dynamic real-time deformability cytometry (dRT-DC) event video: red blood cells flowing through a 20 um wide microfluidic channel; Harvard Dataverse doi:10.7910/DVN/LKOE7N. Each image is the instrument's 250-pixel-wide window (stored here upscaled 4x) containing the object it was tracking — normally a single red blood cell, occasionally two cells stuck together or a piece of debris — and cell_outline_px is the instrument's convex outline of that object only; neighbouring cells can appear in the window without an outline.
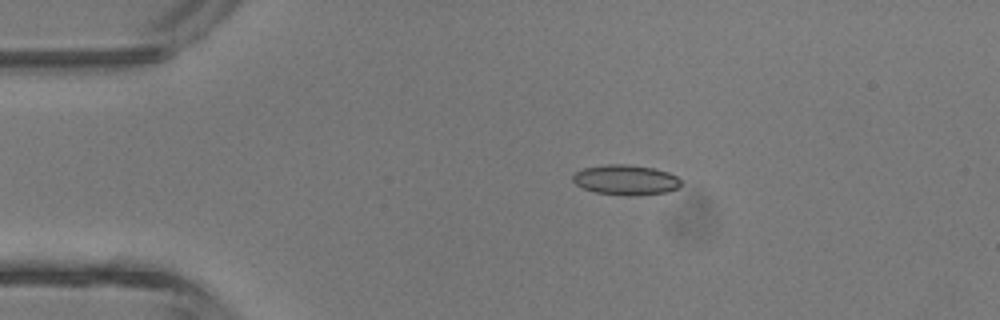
{"species": "common noctule bat (a hibernating species)", "species_latin": "Nyctalus noctula", "temperature_condition": "room temperature", "stored_images_in_passage": 37, "camera_frame_rate_fps": 3000, "um_per_image_px": 0.085, "animal": {"sex": "male", "body_mass_g": 13.3}, "frame": {"image": 1, "passage_image": 2, "time_ms": 0.333, "image_size_px": [1000, 320], "cell_outline_px": [[680, 188], [668, 192], [640, 196], [624, 196], [596, 192], [584, 188], [576, 184], [572, 180], [572, 176], [576, 172], [584, 168], [608, 164], [628, 164], [652, 168], [668, 172], [676, 176], [680, 180]], "centroid_in_image_um": [53.22, 15.31], "position_along_channel_um": 31.8, "area_um2": 19.13}}
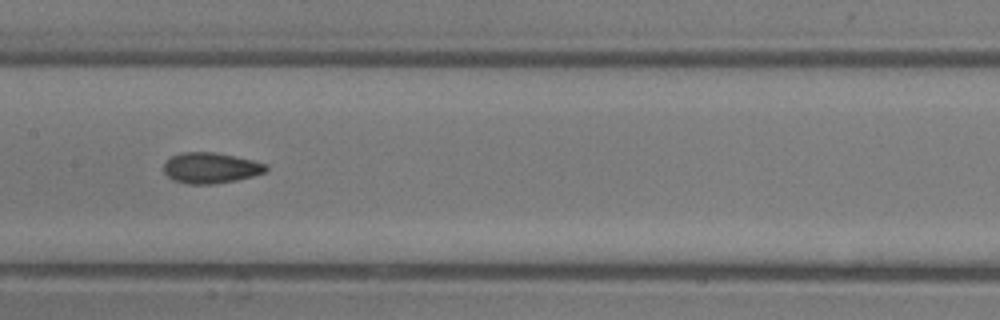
{"frame": {"image": 2, "passage_image": 15, "time_ms": 4.667, "image_size_px": [1000, 320], "cell_outline_px": [[268, 168], [264, 172], [252, 176], [236, 180], [216, 184], [188, 184], [172, 180], [164, 172], [164, 164], [172, 156], [180, 152], [216, 152], [236, 156], [268, 164]], "centroid_in_image_um": [17.91, 14.27], "position_along_channel_um": 189.5, "area_um2": 18.38}}
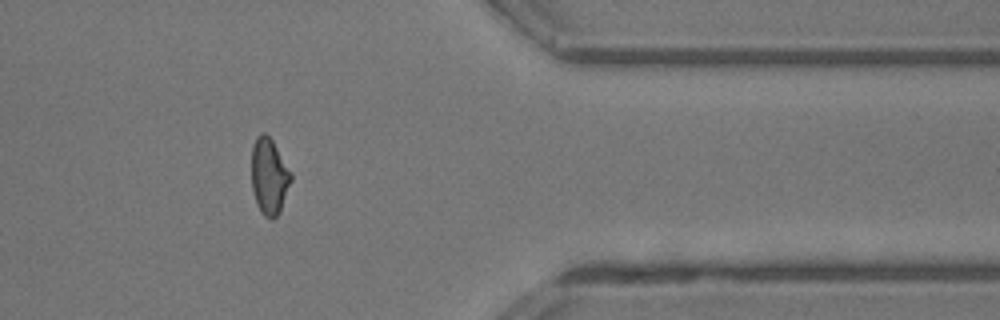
{"frame": {"image": 3, "passage_image": 29, "time_ms": 9.333, "image_size_px": [1000, 320], "cell_outline_px": [[292, 180], [280, 212], [272, 220], [264, 216], [260, 212], [256, 204], [252, 188], [252, 148], [256, 136], [260, 132], [264, 132], [272, 140], [292, 172]], "centroid_in_image_um": [22.89, 15.0], "position_along_channel_um": 388.5, "area_um2": 17.74}, "authors_computed_cell_mechanics": {"area_um2": 17.9758, "velocity_mm_per_s": 4.7104, "shape_relaxation_time_tau1_ms": 5.0899, "shape_relaxation_time_tau2_ms": 2.9615, "deformation_change_tau1": 0.1231, "deformation_change_tau2": 0.0836}}